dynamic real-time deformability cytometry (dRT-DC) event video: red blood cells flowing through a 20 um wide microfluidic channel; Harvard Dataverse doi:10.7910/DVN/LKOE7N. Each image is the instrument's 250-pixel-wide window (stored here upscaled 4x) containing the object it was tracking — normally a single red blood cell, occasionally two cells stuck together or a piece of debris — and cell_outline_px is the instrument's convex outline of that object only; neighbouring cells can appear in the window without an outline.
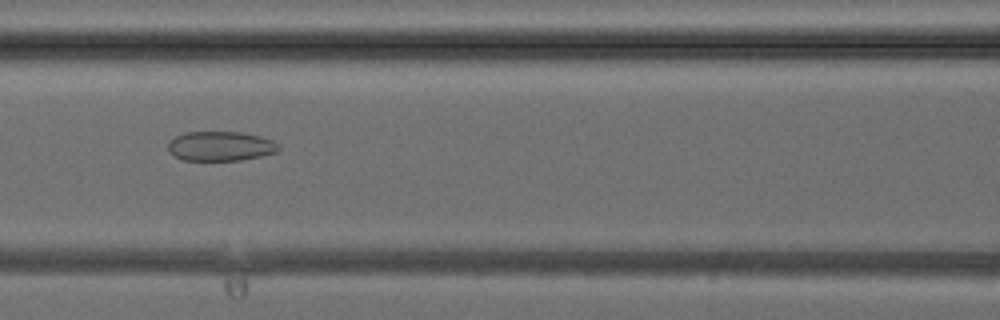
{"species": "common noctule bat (a hibernating species)", "species_latin": "Nyctalus noctula", "temperature_condition": "cold", "stored_images_in_passage": 41, "camera_frame_rate_fps": 3000, "um_per_image_px": 0.085, "animal": {"sex": "female", "body_mass_g": 24.6, "forearm_length_mm": 56.2}, "frame": {"image": 1, "passage_image": 18, "time_ms": 5.667, "image_size_px": [1000, 320], "cell_outline_px": [[280, 148], [276, 152], [260, 156], [240, 160], [180, 160], [168, 148], [168, 140], [184, 132], [240, 132], [260, 136], [272, 140], [280, 144]], "centroid_in_image_um": [18.75, 12.41], "position_along_channel_um": 147.9, "area_um2": 19.02}}
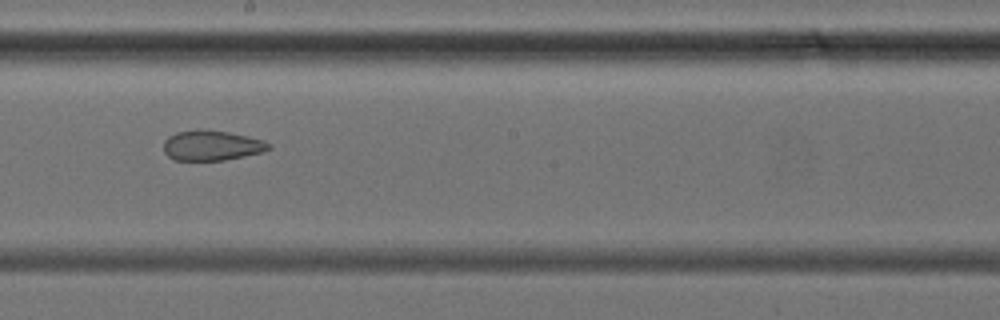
{"frame": {"image": 2, "passage_image": 23, "time_ms": 7.333, "image_size_px": [1000, 320], "cell_outline_px": [[272, 148], [260, 152], [244, 156], [224, 160], [172, 160], [164, 152], [164, 140], [168, 136], [176, 132], [196, 128], [228, 132], [248, 136], [264, 140], [272, 144]], "centroid_in_image_um": [17.98, 12.35], "position_along_channel_um": 230.2, "area_um2": 18.67}}
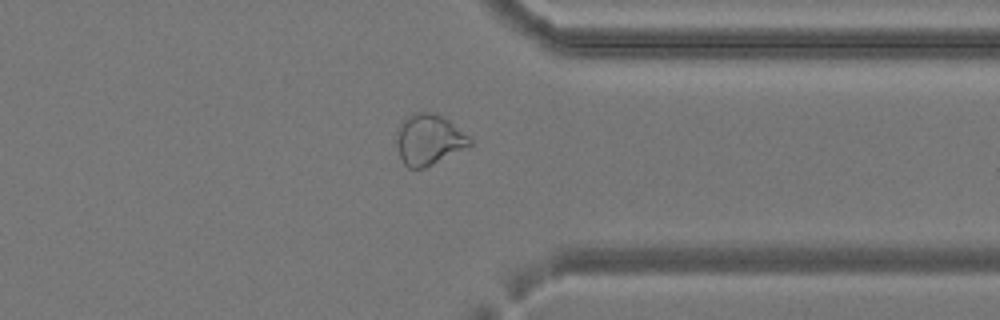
{"frame": {"image": 3, "passage_image": 32, "time_ms": 10.333, "image_size_px": [1000, 320], "cell_outline_px": [[472, 144], [468, 148], [424, 168], [408, 168], [404, 164], [400, 156], [396, 144], [396, 140], [400, 120], [416, 112], [432, 112], [448, 120], [468, 136], [472, 140]], "centroid_in_image_um": [36.44, 11.87], "position_along_channel_um": 375.0, "area_um2": 21.62}}